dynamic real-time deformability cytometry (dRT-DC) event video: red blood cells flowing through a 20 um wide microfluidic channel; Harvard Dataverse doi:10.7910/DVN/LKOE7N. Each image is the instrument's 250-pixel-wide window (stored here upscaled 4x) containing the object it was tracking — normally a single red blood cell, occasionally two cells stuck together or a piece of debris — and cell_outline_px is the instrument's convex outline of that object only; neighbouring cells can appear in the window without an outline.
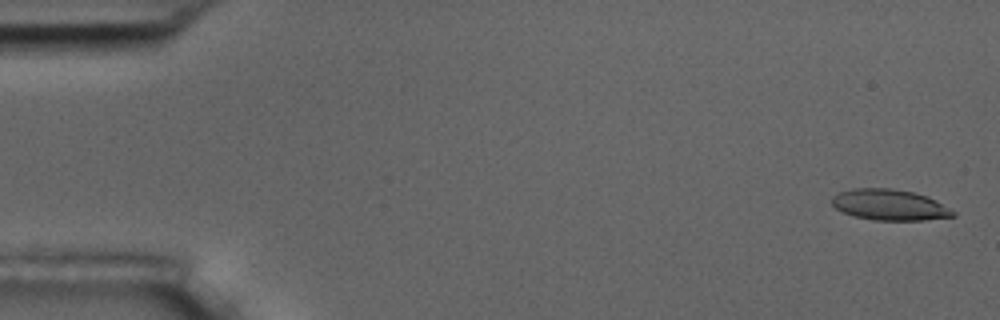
{"species": "common noctule bat (a hibernating species)", "species_latin": "Nyctalus noctula", "temperature_condition": "room temperature", "stored_images_in_passage": 6, "segment_of_instrument_passage": [2, 2], "camera_frame_rate_fps": 3000, "um_per_image_px": 0.085, "animal": {"sex": "male", "body_mass_g": 17.5, "forearm_length_mm": 52.3}, "frame": {"image": 1, "passage_image": 6, "time_ms": 6.667, "image_size_px": [1000, 320], "cell_outline_px": [[956, 216], [924, 220], [872, 220], [852, 216], [836, 208], [832, 204], [832, 196], [840, 192], [852, 188], [892, 188], [912, 192], [928, 196], [936, 200], [956, 212]], "centroid_in_image_um": [75.62, 17.41], "position_along_channel_um": 9.4, "area_um2": 21.91}}